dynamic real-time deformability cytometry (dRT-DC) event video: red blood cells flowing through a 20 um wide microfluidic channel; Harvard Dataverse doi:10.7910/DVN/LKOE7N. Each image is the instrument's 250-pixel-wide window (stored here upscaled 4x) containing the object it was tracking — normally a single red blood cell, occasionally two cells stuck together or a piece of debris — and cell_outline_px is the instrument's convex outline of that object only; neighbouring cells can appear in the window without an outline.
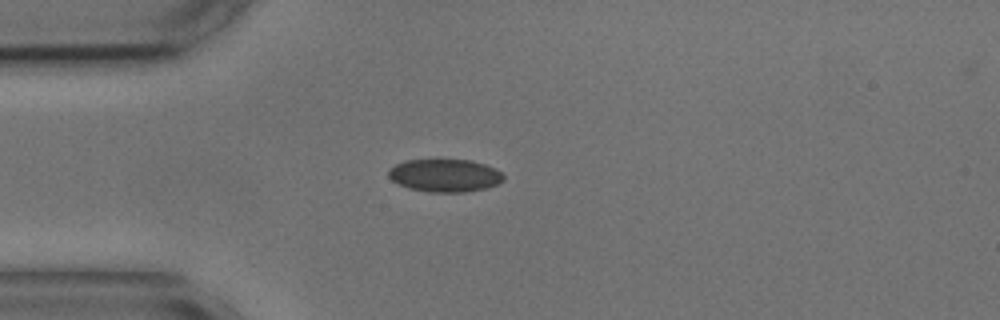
{"species": "common noctule bat (a hibernating species)", "species_latin": "Nyctalus noctula", "temperature_condition": "cold", "stored_images_in_passage": 1, "camera_frame_rate_fps": 3000, "um_per_image_px": 0.085, "animal": {"sex": "male", "body_mass_g": 17.9, "forearm_length_mm": 54.2}, "frame": {"image": 1, "passage_image": 1, "time_ms": 0.0, "image_size_px": [1000, 320], "cell_outline_px": [[504, 180], [496, 184], [484, 188], [464, 192], [428, 192], [408, 188], [396, 184], [388, 176], [388, 168], [404, 160], [472, 160], [496, 168], [504, 176]], "centroid_in_image_um": [37.77, 14.91], "position_along_channel_um": 47.2, "area_um2": 22.08}}